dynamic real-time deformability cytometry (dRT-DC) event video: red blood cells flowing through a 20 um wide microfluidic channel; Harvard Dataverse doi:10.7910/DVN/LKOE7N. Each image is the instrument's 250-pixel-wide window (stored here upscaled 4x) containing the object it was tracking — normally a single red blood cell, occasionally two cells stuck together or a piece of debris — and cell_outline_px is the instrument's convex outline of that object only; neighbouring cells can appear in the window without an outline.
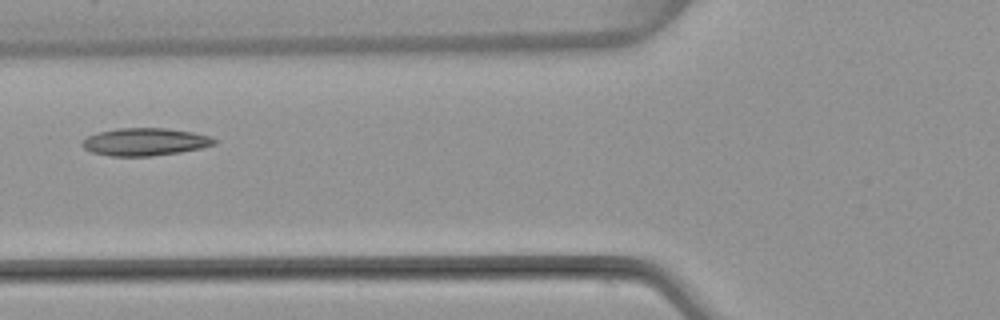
{"species": "common noctule bat (a hibernating species)", "species_latin": "Nyctalus noctula", "temperature_condition": "warm", "stored_images_in_passage": 5, "camera_frame_rate_fps": 3000, "um_per_image_px": 0.085, "animal": {"sex": "female", "body_mass_g": 22.7, "forearm_length_mm": 54.2}, "frame": {"image": 1, "passage_image": 5, "time_ms": 6.0, "image_size_px": [1000, 320], "cell_outline_px": [[220, 140], [216, 144], [200, 148], [180, 152], [152, 156], [112, 156], [92, 152], [84, 148], [80, 144], [88, 136], [100, 132], [116, 128], [164, 128], [192, 132], [212, 136]], "centroid_in_image_um": [12.37, 12.05], "position_along_channel_um": 113.4, "area_um2": 21.27}}